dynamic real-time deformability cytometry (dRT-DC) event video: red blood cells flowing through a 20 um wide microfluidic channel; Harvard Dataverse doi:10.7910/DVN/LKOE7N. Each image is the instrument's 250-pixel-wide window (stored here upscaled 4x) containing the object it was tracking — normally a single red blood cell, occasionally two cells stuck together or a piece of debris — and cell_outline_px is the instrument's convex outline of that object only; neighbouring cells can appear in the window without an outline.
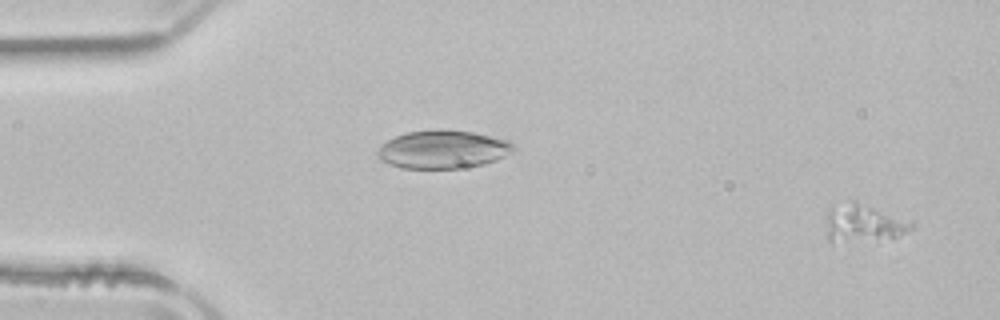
{"species": "common noctule bat (a hibernating species)", "species_latin": "Nyctalus noctula", "temperature_condition": "room temperature", "stored_images_in_passage": 51, "camera_frame_rate_fps": 3000, "um_per_image_px": 0.085, "animal": {"sex": "male", "body_mass_g": 21.5, "forearm_length_mm": 52.0}, "frame": {"image": 1, "passage_image": 2, "time_ms": 0.333, "image_size_px": [1000, 320], "cell_outline_px": [[916, 224], [912, 228], [904, 232], [892, 236], [832, 244], [828, 240], [828, 208], [852, 200], [856, 200]], "centroid_in_image_um": [73.31, 18.95], "position_along_channel_um": 11.7, "area_um2": 18.09}}
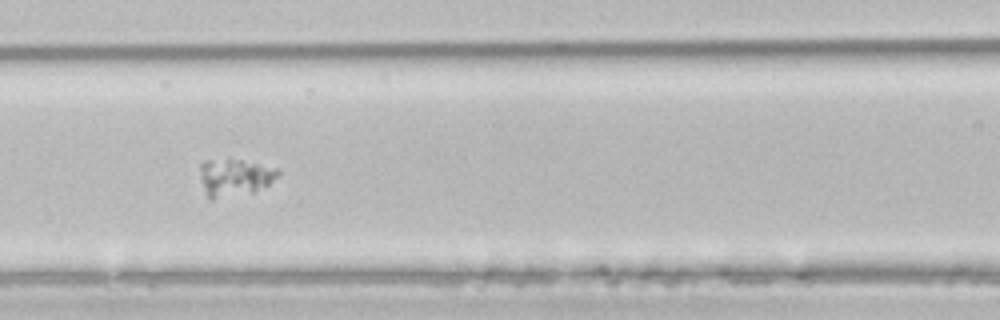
{"frame": {"image": 2, "passage_image": 22, "time_ms": 7.0, "image_size_px": [1000, 320], "cell_outline_px": [[280, 172], [268, 184], [252, 192], [212, 200], [208, 200], [204, 192], [200, 176], [200, 164], [204, 160], [228, 156], [280, 168]], "centroid_in_image_um": [19.89, 15.02], "position_along_channel_um": 146.7, "area_um2": 17.63}}
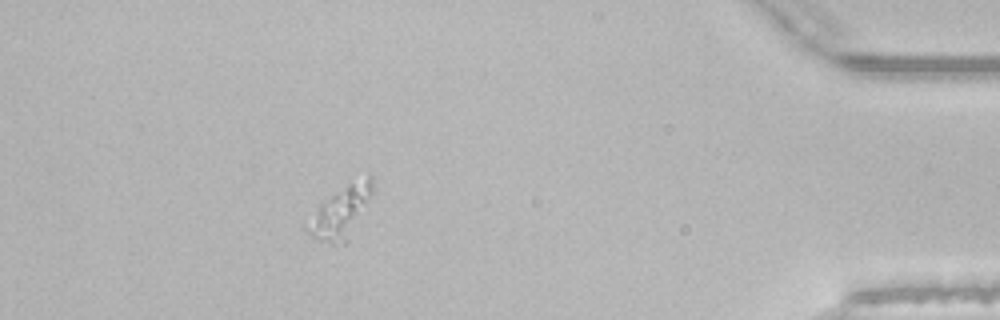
{"frame": {"image": 3, "passage_image": 46, "time_ms": 15.0, "image_size_px": [1000, 320], "cell_outline_px": [[372, 192], [344, 244], [332, 244], [316, 240], [304, 228], [304, 224], [320, 204], [348, 184], [368, 172], [372, 176]], "centroid_in_image_um": [28.91, 18.02], "position_along_channel_um": 406.3, "area_um2": 18.79}}